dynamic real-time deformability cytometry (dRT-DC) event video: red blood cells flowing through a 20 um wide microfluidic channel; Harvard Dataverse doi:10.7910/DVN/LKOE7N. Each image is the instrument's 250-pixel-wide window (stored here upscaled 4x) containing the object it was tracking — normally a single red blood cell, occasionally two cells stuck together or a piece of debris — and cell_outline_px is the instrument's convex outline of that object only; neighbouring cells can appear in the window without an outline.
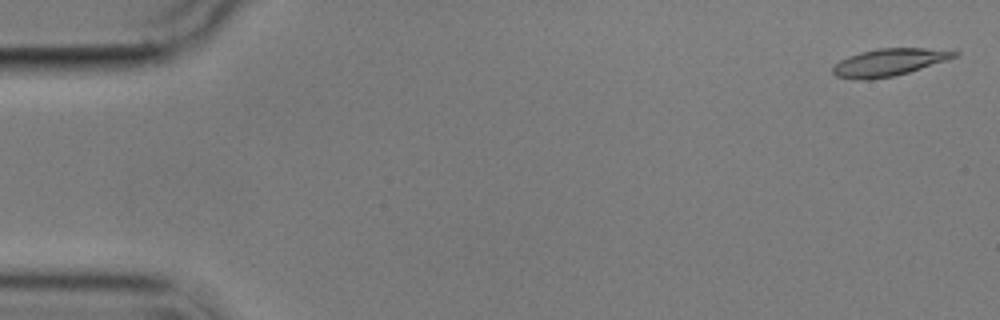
{"species": "common noctule bat (a hibernating species)", "species_latin": "Nyctalus noctula", "temperature_condition": "cold", "stored_images_in_passage": 5, "camera_frame_rate_fps": 3000, "um_per_image_px": 0.085, "animal": {"sex": "male", "body_mass_g": 17.9}, "frame": {"image": 1, "passage_image": 1, "time_ms": 0.0, "image_size_px": [1000, 320], "cell_outline_px": [[960, 52], [956, 56], [948, 60], [908, 72], [892, 76], [868, 80], [852, 80], [836, 76], [832, 72], [832, 68], [840, 60], [848, 56], [860, 52], [876, 48], [956, 48]], "centroid_in_image_um": [75.63, 5.27], "position_along_channel_um": 9.4, "area_um2": 19.77}}
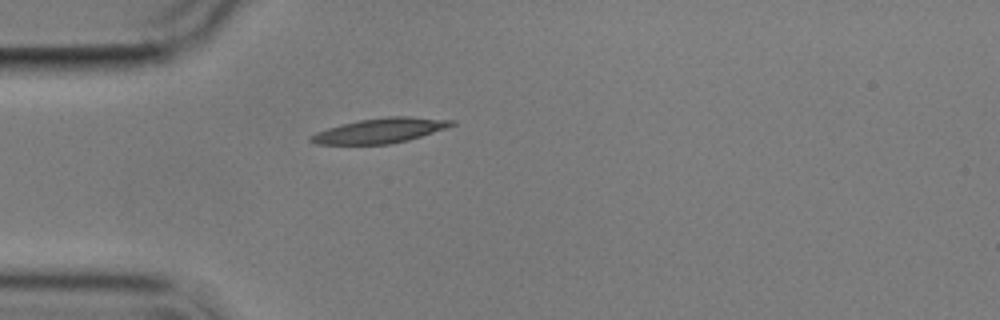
{"frame": {"image": 2, "passage_image": 5, "time_ms": 4.667, "image_size_px": [1000, 320], "cell_outline_px": [[456, 124], [448, 128], [408, 140], [388, 144], [316, 144], [308, 140], [308, 136], [316, 132], [328, 128], [360, 120], [388, 116], [408, 116], [456, 120]], "centroid_in_image_um": [32.35, 11.1], "position_along_channel_um": 52.6, "area_um2": 20.4}}